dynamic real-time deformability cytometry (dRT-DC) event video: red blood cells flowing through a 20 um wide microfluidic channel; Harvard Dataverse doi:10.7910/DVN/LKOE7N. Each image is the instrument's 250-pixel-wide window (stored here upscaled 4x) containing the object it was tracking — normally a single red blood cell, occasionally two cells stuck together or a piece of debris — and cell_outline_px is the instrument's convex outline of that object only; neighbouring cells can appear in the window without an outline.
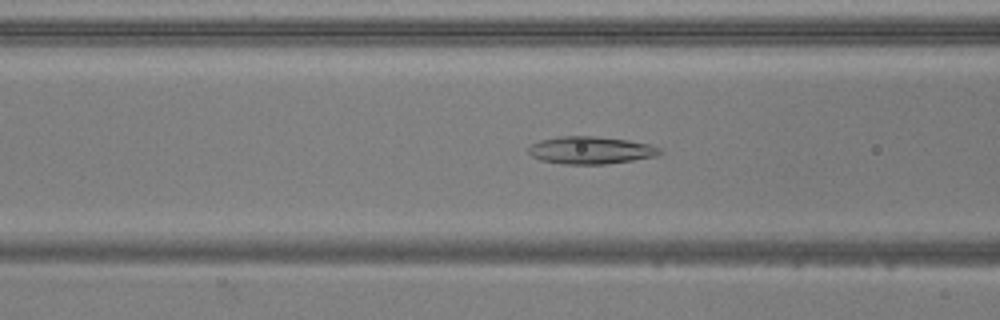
{"species": "common noctule bat (a hibernating species)", "species_latin": "Nyctalus noctula", "temperature_condition": "warm", "stored_images_in_passage": 52, "camera_frame_rate_fps": 3000, "um_per_image_px": 0.085, "animal": {"sex": "male", "body_mass_g": 20.5, "forearm_length_mm": 52.5}, "frame": {"image": 1, "passage_image": 20, "time_ms": 6.333, "image_size_px": [1000, 320], "cell_outline_px": [[664, 152], [656, 156], [632, 160], [604, 164], [564, 164], [540, 160], [532, 156], [528, 152], [528, 148], [532, 144], [540, 140], [560, 136], [592, 136], [628, 140], [648, 144], [660, 148]], "centroid_in_image_um": [50.2, 12.77], "position_along_channel_um": 116.4, "area_um2": 20.92}}
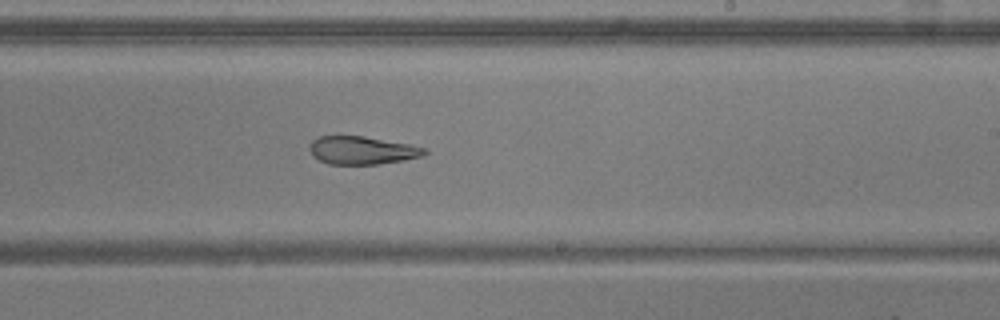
{"frame": {"image": 2, "passage_image": 31, "time_ms": 10.0, "image_size_px": [1000, 320], "cell_outline_px": [[428, 152], [420, 156], [404, 160], [376, 164], [328, 164], [312, 156], [308, 148], [312, 140], [320, 136], [364, 136], [408, 144], [428, 148]], "centroid_in_image_um": [30.75, 12.77], "position_along_channel_um": 258.2, "area_um2": 18.73}}
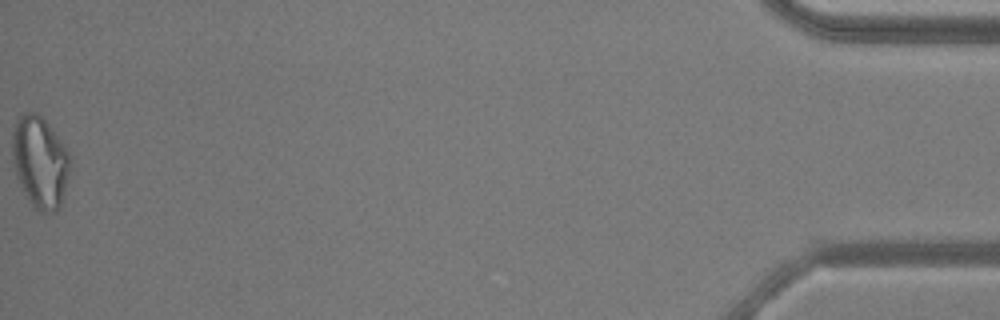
{"frame": {"image": 3, "passage_image": 52, "time_ms": 17.0, "image_size_px": [1000, 320], "cell_outline_px": [[68, 172], [60, 208], [56, 212], [40, 212], [28, 200], [16, 176], [12, 156], [12, 132], [16, 120], [20, 116], [28, 112], [36, 112], [48, 124], [64, 144], [68, 152]], "centroid_in_image_um": [3.37, 13.77], "position_along_channel_um": 431.8, "area_um2": 30.4}, "authors_computed_cell_mechanics": {"area_um2": 23.5824, "velocity_mm_per_s": 3.8645, "shape_relaxation_time_tau1_ms": null, "shape_relaxation_time_tau2_ms": 3.7363, "deformation_change_tau1": null, "deformation_change_tau2": 0.1294}}